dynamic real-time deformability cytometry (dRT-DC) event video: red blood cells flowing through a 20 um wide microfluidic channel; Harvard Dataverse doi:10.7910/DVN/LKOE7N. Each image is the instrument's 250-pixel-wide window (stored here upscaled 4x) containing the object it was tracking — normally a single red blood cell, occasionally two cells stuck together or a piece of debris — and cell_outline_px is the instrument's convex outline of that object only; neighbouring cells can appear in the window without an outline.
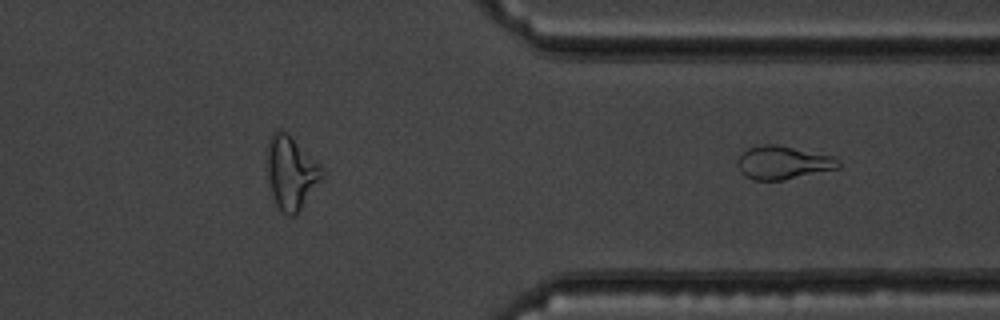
{"species": "common noctule bat (a hibernating species)", "species_latin": "Nyctalus noctula", "temperature_condition": "warm", "stored_images_in_passage": 33, "camera_frame_rate_fps": 3000, "um_per_image_px": 0.085, "animal": {"sex": "male", "body_mass_g": 19.5, "forearm_length_mm": 54.6}, "frame": {"image": 1, "passage_image": 33, "time_ms": 10.667, "image_size_px": [1000, 320], "cell_outline_px": [[840, 168], [784, 180], [752, 180], [744, 176], [740, 172], [736, 164], [740, 156], [748, 148], [756, 144], [776, 144], [832, 156], [840, 160]], "centroid_in_image_um": [66.54, 13.83], "position_along_channel_um": 344.9, "area_um2": 19.71}}